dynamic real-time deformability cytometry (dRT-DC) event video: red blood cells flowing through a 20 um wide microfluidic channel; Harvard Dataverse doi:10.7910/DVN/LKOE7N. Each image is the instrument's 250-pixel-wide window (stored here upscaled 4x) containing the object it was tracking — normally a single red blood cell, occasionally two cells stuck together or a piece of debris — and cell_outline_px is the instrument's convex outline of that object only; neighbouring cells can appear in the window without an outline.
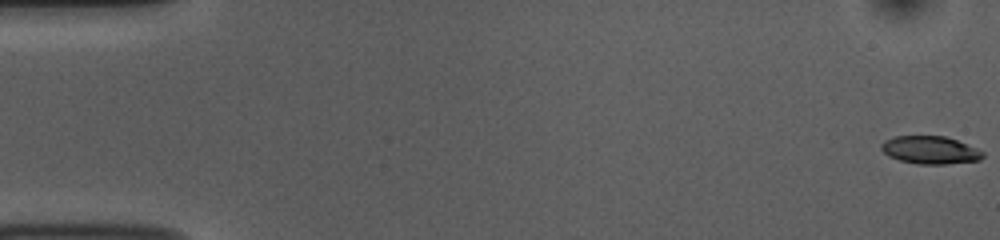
{"species": "common noctule bat (a hibernating species)", "species_latin": "Nyctalus noctula", "temperature_condition": "room temperature", "stored_images_in_passage": 54, "camera_frame_rate_fps": 3000, "um_per_image_px": 0.085, "animal": {"sex": "female", "body_mass_g": 10.0, "forearm_length_mm": 53.1}, "frame": {"image": 1, "passage_image": 1, "time_ms": 0.0, "image_size_px": [1000, 240], "cell_outline_px": [[984, 156], [980, 160], [948, 164], [916, 164], [900, 160], [888, 156], [880, 148], [880, 144], [884, 140], [896, 136], [944, 136], [956, 140], [976, 148], [984, 152]], "centroid_in_image_um": [79.05, 12.76], "position_along_channel_um": 6.0, "area_um2": 16.47}}
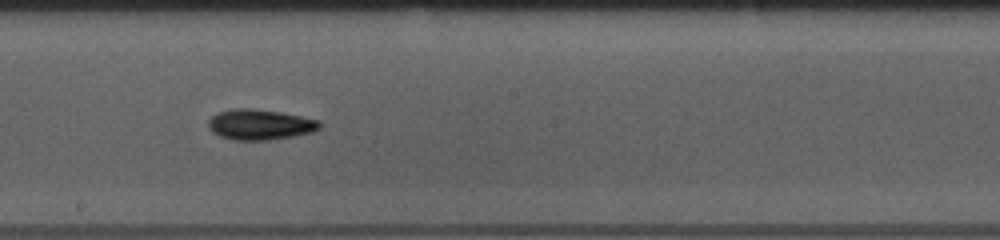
{"frame": {"image": 2, "passage_image": 30, "time_ms": 9.667, "image_size_px": [1000, 240], "cell_outline_px": [[320, 128], [312, 132], [292, 136], [268, 140], [232, 140], [220, 136], [212, 132], [208, 128], [208, 120], [216, 112], [232, 108], [252, 108], [280, 112], [320, 120]], "centroid_in_image_um": [22.05, 10.58], "position_along_channel_um": 226.1, "area_um2": 19.88}}
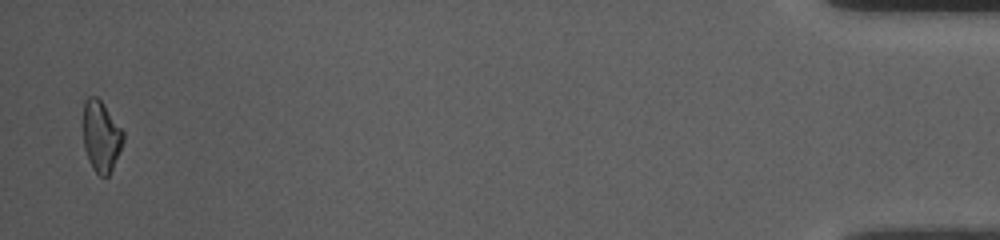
{"frame": {"image": 3, "passage_image": 53, "time_ms": 17.333, "image_size_px": [1000, 240], "cell_outline_px": [[124, 140], [120, 152], [108, 176], [100, 176], [92, 168], [88, 160], [84, 148], [84, 100], [88, 96], [96, 96], [104, 104], [124, 132]], "centroid_in_image_um": [8.6, 11.59], "position_along_channel_um": 426.6, "area_um2": 16.53}, "authors_computed_cell_mechanics": {"area_um2": 17.8313, "velocity_mm_per_s": 3.7716, "shape_relaxation_time_tau1_ms": 2.3779, "shape_relaxation_time_tau2_ms": null, "deformation_change_tau1": 0.1158, "deformation_change_tau2": null}}